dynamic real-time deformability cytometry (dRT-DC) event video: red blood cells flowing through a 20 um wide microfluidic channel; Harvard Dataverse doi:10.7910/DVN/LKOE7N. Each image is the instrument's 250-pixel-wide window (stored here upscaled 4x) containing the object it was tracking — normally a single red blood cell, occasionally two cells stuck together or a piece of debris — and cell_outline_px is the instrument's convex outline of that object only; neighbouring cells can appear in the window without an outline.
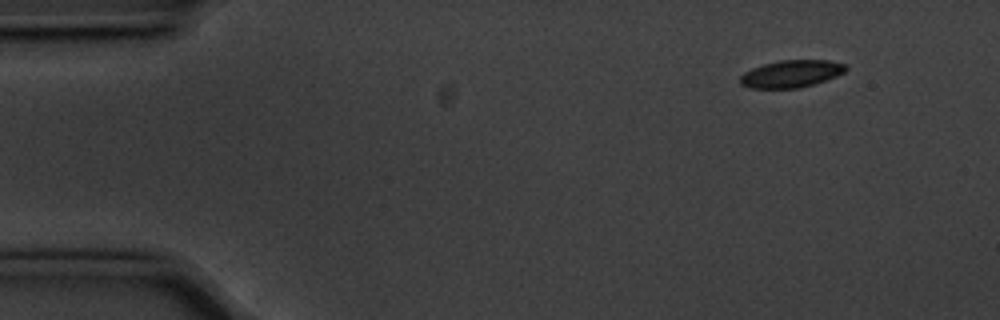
{"species": "common noctule bat (a hibernating species)", "species_latin": "Nyctalus noctula", "temperature_condition": "cold", "stored_images_in_passage": 9, "camera_frame_rate_fps": 3000, "um_per_image_px": 0.085, "animal": {"sex": "male", "body_mass_g": 20.1, "forearm_length_mm": 53.5}, "frame": {"image": 1, "passage_image": 1, "time_ms": 0.0, "image_size_px": [1000, 320], "cell_outline_px": [[848, 68], [844, 72], [836, 76], [800, 88], [748, 88], [740, 84], [740, 76], [744, 72], [752, 68], [764, 64], [780, 60], [828, 60], [844, 64]], "centroid_in_image_um": [67.22, 6.27], "position_along_channel_um": 17.8, "area_um2": 16.7}}